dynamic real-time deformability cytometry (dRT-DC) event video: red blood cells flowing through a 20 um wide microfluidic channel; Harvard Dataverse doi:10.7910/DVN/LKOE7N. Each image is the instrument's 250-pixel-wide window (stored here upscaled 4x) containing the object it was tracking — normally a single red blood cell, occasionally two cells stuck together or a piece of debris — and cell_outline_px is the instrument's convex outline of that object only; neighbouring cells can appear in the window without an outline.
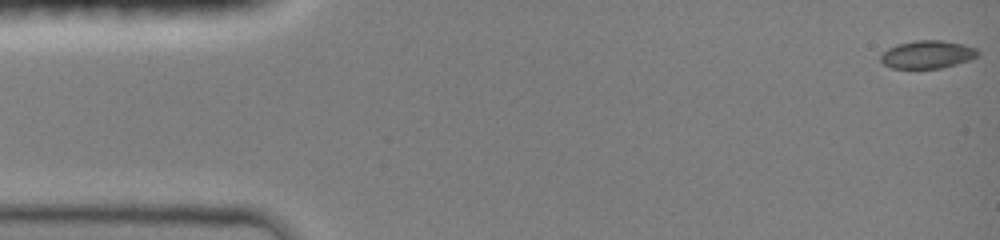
{"species": "common noctule bat (a hibernating species)", "species_latin": "Nyctalus noctula", "temperature_condition": "room temperature", "stored_images_in_passage": 48, "camera_frame_rate_fps": 3000, "um_per_image_px": 0.085, "animal": {"sex": "female", "body_mass_g": 19.0, "forearm_length_mm": 51.5}, "frame": {"image": 1, "passage_image": 1, "time_ms": 0.0, "image_size_px": [1000, 240], "cell_outline_px": [[980, 52], [976, 56], [968, 60], [956, 64], [940, 68], [892, 68], [884, 64], [880, 60], [880, 56], [888, 48], [896, 44], [916, 40], [940, 40], [964, 44], [976, 48]], "centroid_in_image_um": [78.82, 4.62], "position_along_channel_um": 6.2, "area_um2": 15.72}}
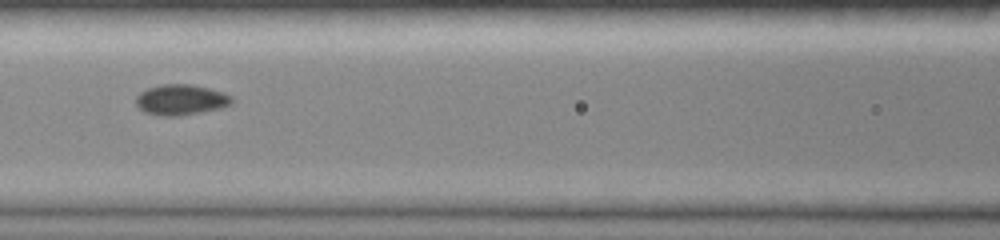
{"frame": {"image": 2, "passage_image": 21, "time_ms": 6.667, "image_size_px": [1000, 240], "cell_outline_px": [[232, 104], [220, 108], [180, 116], [164, 116], [144, 112], [136, 104], [136, 96], [140, 92], [148, 88], [160, 84], [192, 84], [224, 92], [232, 96]], "centroid_in_image_um": [15.38, 8.47], "position_along_channel_um": 151.2, "area_um2": 17.11}}
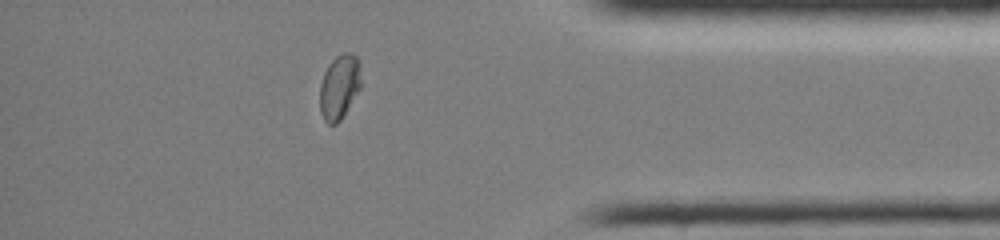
{"frame": {"image": 3, "passage_image": 41, "time_ms": 13.333, "image_size_px": [1000, 240], "cell_outline_px": [[360, 88], [340, 120], [336, 124], [328, 124], [324, 120], [320, 112], [320, 84], [324, 72], [328, 64], [336, 56], [344, 52], [348, 52], [356, 56], [360, 60]], "centroid_in_image_um": [28.84, 7.36], "position_along_channel_um": 406.4, "area_um2": 15.49}}